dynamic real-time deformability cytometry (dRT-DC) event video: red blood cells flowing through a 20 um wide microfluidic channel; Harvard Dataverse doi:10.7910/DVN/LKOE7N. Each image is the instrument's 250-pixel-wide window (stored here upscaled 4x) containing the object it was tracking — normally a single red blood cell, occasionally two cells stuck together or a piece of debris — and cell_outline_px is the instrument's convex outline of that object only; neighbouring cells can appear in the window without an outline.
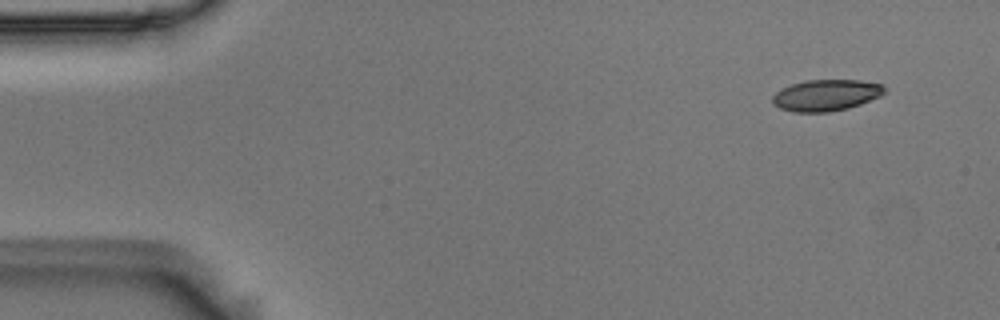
{"species": "Egyptian fruit bat (a non-hibernating species)", "species_latin": "Rousettus aegyptiacus", "temperature_condition": "room temperature", "stored_images_in_passage": 2, "segment_of_instrument_passage": [2, 2], "camera_frame_rate_fps": 3000, "um_per_image_px": 0.085, "animal": {"sex": "male"}, "frame": {"image": 1, "passage_image": 2, "time_ms": 0.333, "image_size_px": [1000, 320], "cell_outline_px": [[884, 92], [880, 96], [860, 104], [848, 108], [828, 112], [792, 112], [780, 108], [772, 104], [772, 96], [780, 88], [792, 84], [808, 80], [860, 80], [884, 84]], "centroid_in_image_um": [70.19, 8.09], "position_along_channel_um": 14.8, "area_um2": 20.52}}